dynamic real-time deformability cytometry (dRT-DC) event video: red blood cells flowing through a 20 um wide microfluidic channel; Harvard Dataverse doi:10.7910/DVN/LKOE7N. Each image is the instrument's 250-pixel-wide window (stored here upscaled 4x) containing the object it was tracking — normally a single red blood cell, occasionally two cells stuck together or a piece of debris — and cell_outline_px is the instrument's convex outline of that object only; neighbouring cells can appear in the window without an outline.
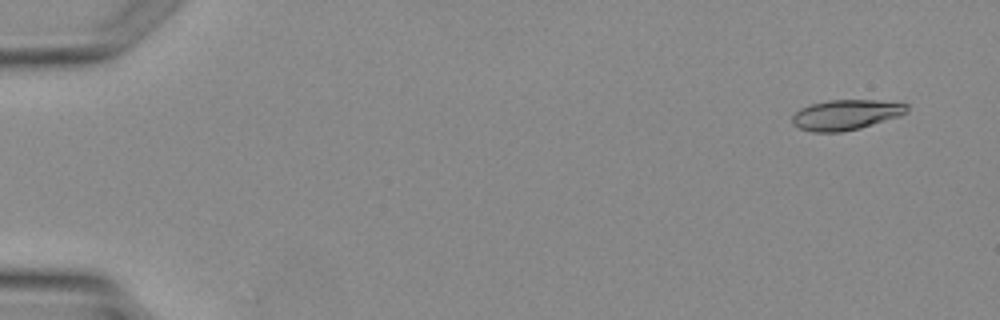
{"species": "Egyptian fruit bat (a non-hibernating species)", "species_latin": "Rousettus aegyptiacus", "temperature_condition": "warm", "stored_images_in_passage": 3, "camera_frame_rate_fps": 3000, "um_per_image_px": 0.085, "animal": {"sex": "female"}, "frame": {"image": 1, "passage_image": 1, "time_ms": 0.0, "image_size_px": [1000, 320], "cell_outline_px": [[908, 112], [900, 116], [860, 128], [844, 132], [812, 132], [800, 128], [792, 124], [792, 116], [800, 108], [812, 104], [828, 100], [876, 100], [908, 104]], "centroid_in_image_um": [71.9, 9.76], "position_along_channel_um": 13.1, "area_um2": 20.23}}